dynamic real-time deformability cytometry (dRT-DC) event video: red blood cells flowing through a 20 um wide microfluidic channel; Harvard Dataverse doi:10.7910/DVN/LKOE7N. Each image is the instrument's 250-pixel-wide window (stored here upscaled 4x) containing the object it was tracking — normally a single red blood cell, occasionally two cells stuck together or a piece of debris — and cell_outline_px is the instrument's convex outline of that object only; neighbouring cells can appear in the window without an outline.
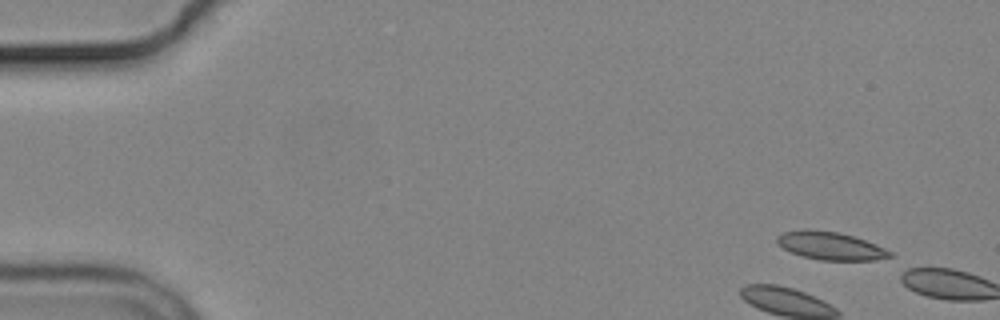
{"species": "common noctule bat (a hibernating species)", "species_latin": "Nyctalus noctula", "temperature_condition": "cold", "stored_images_in_passage": 3, "camera_frame_rate_fps": 3000, "um_per_image_px": 0.085, "animal": {"sex": "male", "body_mass_g": 19.2, "forearm_length_mm": 51.8}, "frame": {"image": 1, "passage_image": 1, "time_ms": 0.0, "image_size_px": [1000, 320], "cell_outline_px": [[896, 260], [820, 260], [804, 256], [792, 252], [784, 248], [776, 240], [776, 236], [784, 232], [804, 228], [836, 232], [852, 236], [876, 244], [892, 252], [896, 256]], "centroid_in_image_um": [70.7, 20.91], "position_along_channel_um": 14.3, "area_um2": 18.55}}